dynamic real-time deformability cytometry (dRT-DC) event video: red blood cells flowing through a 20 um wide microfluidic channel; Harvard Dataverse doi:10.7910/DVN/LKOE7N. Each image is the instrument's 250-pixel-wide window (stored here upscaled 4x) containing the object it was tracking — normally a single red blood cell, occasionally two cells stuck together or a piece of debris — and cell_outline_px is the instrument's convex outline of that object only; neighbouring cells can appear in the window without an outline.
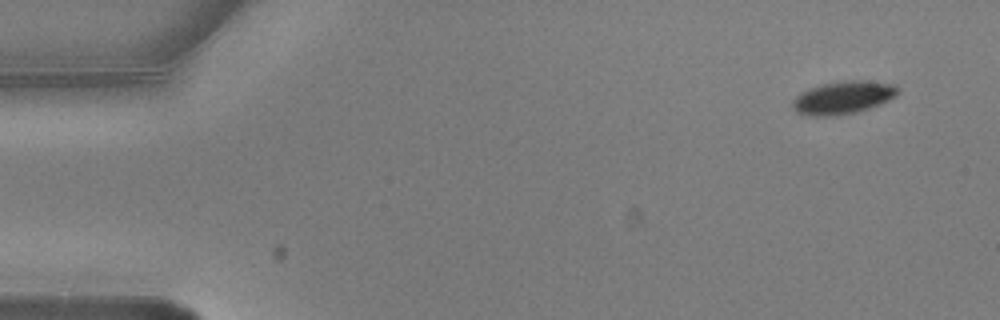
{"species": "common noctule bat (a hibernating species)", "species_latin": "Nyctalus noctula", "temperature_condition": "warm", "stored_images_in_passage": 6, "camera_frame_rate_fps": 3000, "um_per_image_px": 0.085, "animal": {"sex": "male", "body_mass_g": 20.5, "forearm_length_mm": 52.5}, "frame": {"image": 1, "passage_image": 1, "time_ms": 0.0, "image_size_px": [1000, 320], "cell_outline_px": [[900, 92], [896, 96], [880, 104], [856, 112], [836, 116], [808, 116], [796, 112], [792, 108], [792, 100], [800, 92], [808, 88], [820, 84], [840, 80], [864, 80], [896, 84], [900, 88]], "centroid_in_image_um": [71.65, 8.28], "position_along_channel_um": 13.3, "area_um2": 20.63}}
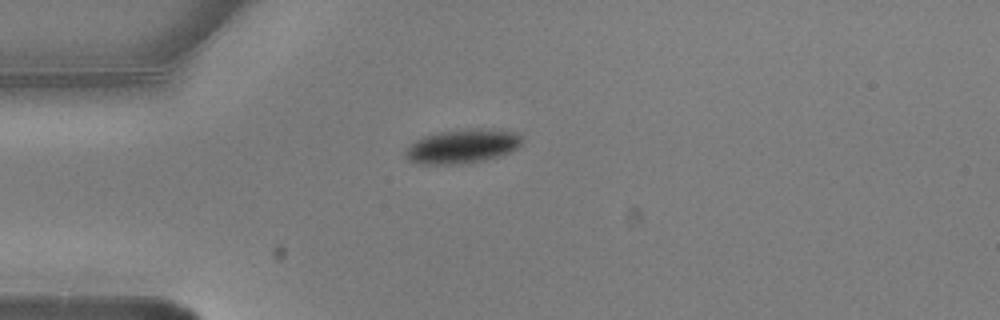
{"frame": {"image": 2, "passage_image": 4, "time_ms": 1.0, "image_size_px": [1000, 320], "cell_outline_px": [[524, 140], [512, 152], [500, 156], [468, 164], [416, 164], [408, 160], [404, 156], [404, 148], [416, 140], [424, 136], [440, 132], [468, 128], [488, 128], [516, 132]], "centroid_in_image_um": [39.29, 12.44], "position_along_channel_um": 45.7, "area_um2": 23.64}}
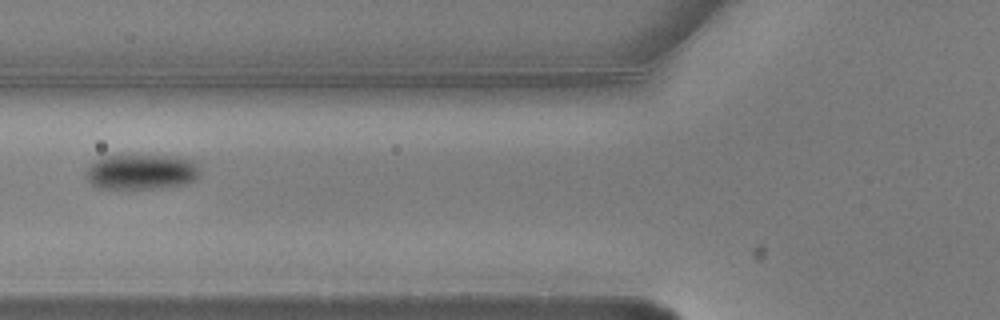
{"frame": {"image": 3, "passage_image": 6, "time_ms": 1.667, "image_size_px": [1000, 320], "cell_outline_px": [[200, 176], [196, 180], [184, 184], [160, 188], [100, 188], [92, 184], [84, 176], [88, 168], [96, 160], [104, 156], [176, 156], [192, 160], [200, 168]], "centroid_in_image_um": [12.06, 14.61], "position_along_channel_um": 113.7, "area_um2": 23.35}}